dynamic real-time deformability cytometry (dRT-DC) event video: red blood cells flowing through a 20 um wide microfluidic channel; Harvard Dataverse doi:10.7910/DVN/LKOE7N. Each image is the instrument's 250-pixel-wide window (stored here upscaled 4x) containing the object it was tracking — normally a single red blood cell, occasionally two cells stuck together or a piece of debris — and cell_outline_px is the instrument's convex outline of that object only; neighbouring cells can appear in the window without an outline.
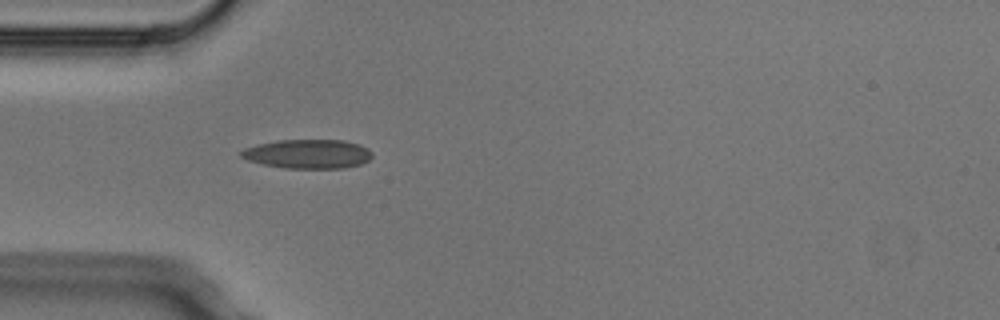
{"species": "Egyptian fruit bat (a non-hibernating species)", "species_latin": "Rousettus aegyptiacus", "temperature_condition": "cold", "stored_images_in_passage": 3, "camera_frame_rate_fps": 3000, "um_per_image_px": 0.085, "animal": {"sex": "male"}, "frame": {"image": 1, "passage_image": 3, "time_ms": 0.667, "image_size_px": [1000, 320], "cell_outline_px": [[372, 156], [368, 160], [360, 164], [344, 168], [284, 168], [264, 164], [248, 160], [240, 156], [240, 152], [244, 148], [260, 144], [280, 140], [344, 140], [368, 148], [372, 152]], "centroid_in_image_um": [26.18, 13.08], "position_along_channel_um": 58.8, "area_um2": 22.02}}